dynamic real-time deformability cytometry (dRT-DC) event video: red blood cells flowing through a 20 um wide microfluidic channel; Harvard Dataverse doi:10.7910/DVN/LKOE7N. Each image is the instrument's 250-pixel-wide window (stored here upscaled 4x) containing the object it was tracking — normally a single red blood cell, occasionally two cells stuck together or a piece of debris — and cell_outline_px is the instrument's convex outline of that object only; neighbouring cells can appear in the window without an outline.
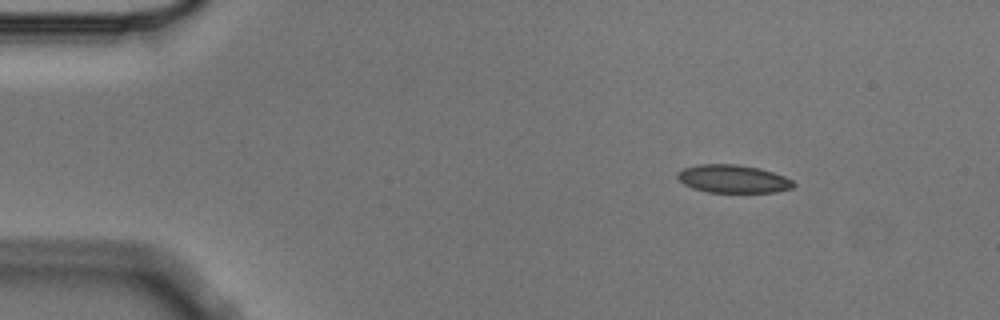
{"species": "Egyptian fruit bat (a non-hibernating species)", "species_latin": "Rousettus aegyptiacus", "temperature_condition": "cold", "stored_images_in_passage": 4, "camera_frame_rate_fps": 3000, "um_per_image_px": 0.085, "animal": {"sex": "male"}, "frame": {"image": 1, "passage_image": 2, "time_ms": 0.333, "image_size_px": [1000, 320], "cell_outline_px": [[796, 184], [792, 188], [776, 192], [708, 192], [692, 188], [684, 184], [676, 176], [676, 172], [684, 168], [700, 164], [736, 164], [760, 168], [784, 176], [792, 180]], "centroid_in_image_um": [62.3, 15.2], "position_along_channel_um": 22.7, "area_um2": 18.96}}